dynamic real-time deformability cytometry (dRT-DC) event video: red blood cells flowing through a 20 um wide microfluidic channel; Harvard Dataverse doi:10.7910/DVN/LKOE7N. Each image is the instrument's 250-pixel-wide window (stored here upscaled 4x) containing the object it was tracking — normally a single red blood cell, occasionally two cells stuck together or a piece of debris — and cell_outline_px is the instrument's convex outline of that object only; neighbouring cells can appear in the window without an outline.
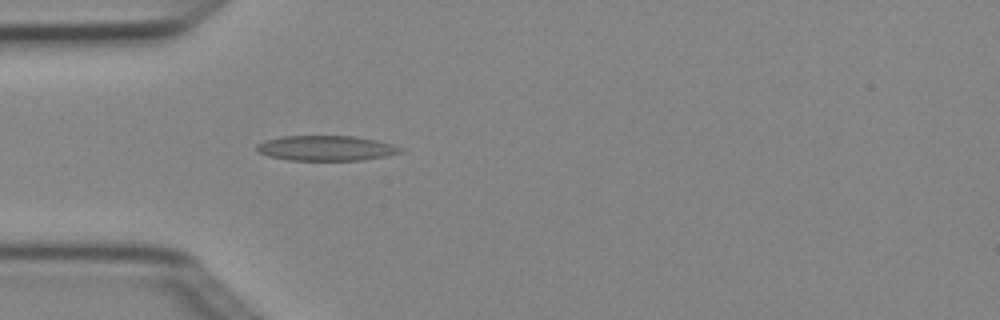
{"species": "Egyptian fruit bat (a non-hibernating species)", "species_latin": "Rousettus aegyptiacus", "temperature_condition": "cold", "stored_images_in_passage": 4, "camera_frame_rate_fps": 3000, "um_per_image_px": 0.085, "animal": {"sex": "female"}, "frame": {"image": 1, "passage_image": 4, "time_ms": 1.0, "image_size_px": [1000, 320], "cell_outline_px": [[404, 152], [388, 156], [360, 160], [288, 160], [268, 156], [256, 152], [256, 144], [264, 140], [284, 136], [356, 136], [376, 140], [392, 144], [404, 148]], "centroid_in_image_um": [27.72, 12.59], "position_along_channel_um": 57.3, "area_um2": 21.27}}